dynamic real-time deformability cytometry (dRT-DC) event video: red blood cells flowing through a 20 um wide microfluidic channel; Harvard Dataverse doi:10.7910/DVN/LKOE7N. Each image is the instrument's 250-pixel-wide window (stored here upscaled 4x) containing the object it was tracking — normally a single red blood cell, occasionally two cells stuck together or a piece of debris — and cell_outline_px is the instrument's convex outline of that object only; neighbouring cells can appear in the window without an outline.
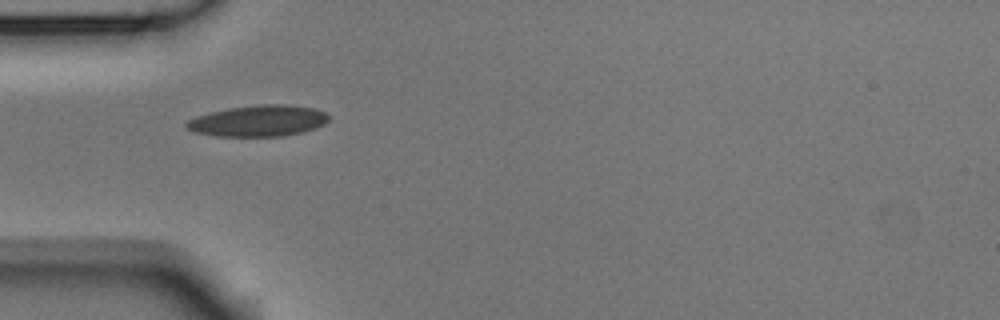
{"species": "Egyptian fruit bat (a non-hibernating species)", "species_latin": "Rousettus aegyptiacus", "temperature_condition": "room temperature", "stored_images_in_passage": 1, "camera_frame_rate_fps": 3000, "um_per_image_px": 0.085, "animal": {"sex": "male"}, "frame": {"image": 1, "passage_image": 1, "time_ms": 0.0, "image_size_px": [1000, 320], "cell_outline_px": [[332, 116], [324, 124], [316, 128], [284, 136], [216, 136], [196, 132], [184, 128], [184, 124], [188, 120], [196, 116], [228, 108], [260, 104], [288, 104], [316, 108]], "centroid_in_image_um": [21.98, 10.26], "position_along_channel_um": 63.0, "area_um2": 26.01}}